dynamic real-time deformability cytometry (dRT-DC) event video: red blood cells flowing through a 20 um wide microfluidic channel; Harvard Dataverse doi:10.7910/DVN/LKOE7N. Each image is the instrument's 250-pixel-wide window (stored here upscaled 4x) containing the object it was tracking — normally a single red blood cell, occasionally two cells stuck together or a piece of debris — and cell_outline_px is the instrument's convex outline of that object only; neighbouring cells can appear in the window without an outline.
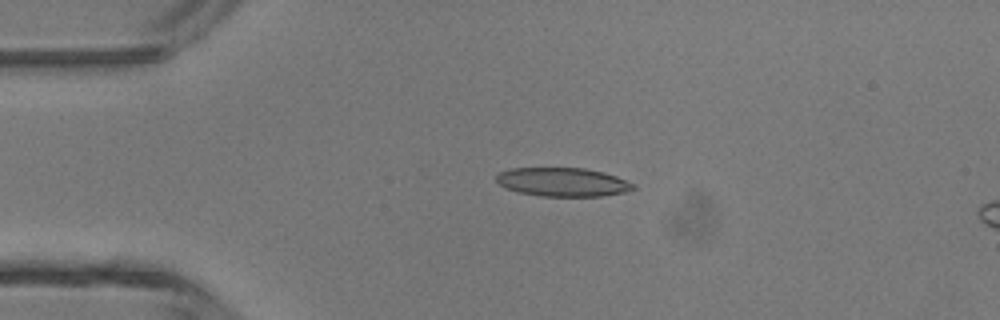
{"species": "common noctule bat (a hibernating species)", "species_latin": "Nyctalus noctula", "temperature_condition": "room temperature", "stored_images_in_passage": 4, "camera_frame_rate_fps": 3000, "um_per_image_px": 0.085, "animal": {"sex": "male", "body_mass_g": 13.3}, "frame": {"image": 1, "passage_image": 3, "time_ms": 0.667, "image_size_px": [1000, 320], "cell_outline_px": [[636, 188], [624, 192], [604, 196], [540, 196], [516, 192], [504, 188], [496, 180], [496, 176], [500, 172], [512, 168], [584, 168], [604, 172], [616, 176], [636, 184]], "centroid_in_image_um": [47.84, 15.48], "position_along_channel_um": 37.2, "area_um2": 23.06}}